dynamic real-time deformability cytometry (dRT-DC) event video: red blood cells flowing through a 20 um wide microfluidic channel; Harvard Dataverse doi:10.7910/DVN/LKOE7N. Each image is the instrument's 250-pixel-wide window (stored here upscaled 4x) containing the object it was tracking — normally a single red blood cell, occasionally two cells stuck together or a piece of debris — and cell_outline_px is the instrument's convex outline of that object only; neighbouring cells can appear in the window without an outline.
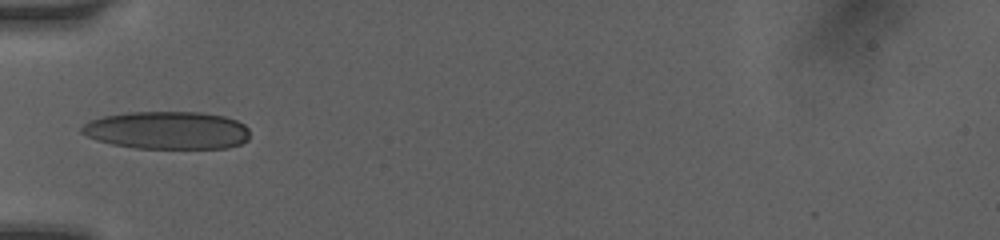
{"species": "human", "species_latin": "Homo sapiens", "temperature_condition": "room temperature", "stored_images_in_passage": 9, "camera_frame_rate_fps": 3000, "um_per_image_px": 0.085, "donor": {"sex": "female"}, "frame": {"image": 1, "passage_image": 8, "time_ms": 5.667, "image_size_px": [1000, 240], "cell_outline_px": [[248, 140], [240, 144], [228, 148], [136, 148], [112, 144], [96, 140], [80, 132], [80, 128], [88, 120], [104, 116], [128, 112], [204, 112], [224, 116], [236, 120], [244, 124], [248, 128]], "centroid_in_image_um": [14.21, 11.07], "position_along_channel_um": 70.8, "area_um2": 37.22}}